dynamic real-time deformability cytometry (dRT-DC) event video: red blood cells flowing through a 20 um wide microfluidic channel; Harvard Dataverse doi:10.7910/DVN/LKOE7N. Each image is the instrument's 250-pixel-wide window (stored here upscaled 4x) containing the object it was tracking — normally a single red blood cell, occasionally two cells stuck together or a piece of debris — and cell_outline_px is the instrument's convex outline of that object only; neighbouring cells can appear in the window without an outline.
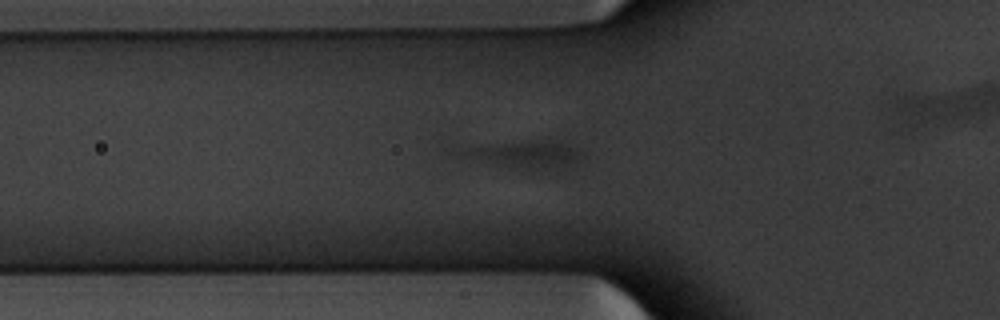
{"species": "common noctule bat (a hibernating species)", "species_latin": "Nyctalus noctula", "temperature_condition": "warm", "stored_images_in_passage": 39, "segment_of_instrument_passage": [1, 2], "camera_frame_rate_fps": 3000, "um_per_image_px": 0.085, "animal": {"sex": "male", "body_mass_g": 20.1, "forearm_length_mm": 53.5}, "frame": {"image": 1, "passage_image": 12, "time_ms": 3.667, "image_size_px": [1000, 320], "cell_outline_px": [[584, 156], [568, 164], [556, 168], [516, 168], [456, 156], [448, 148], [524, 140], [560, 140], [580, 148], [584, 152]], "centroid_in_image_um": [44.46, 13.05], "position_along_channel_um": 81.3, "area_um2": 19.83}}
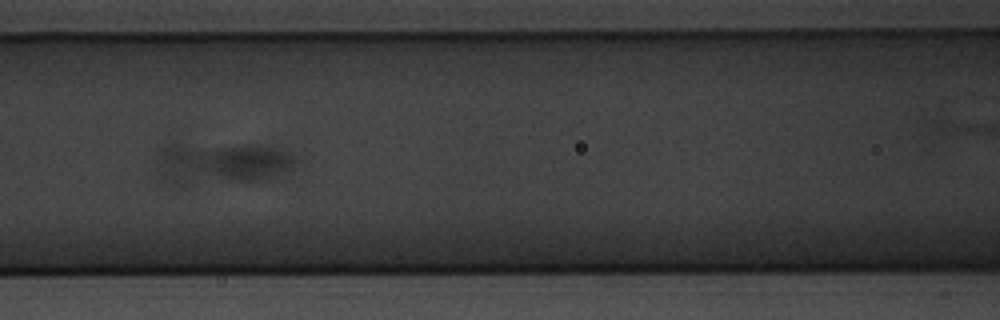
{"frame": {"image": 2, "passage_image": 17, "time_ms": 5.333, "image_size_px": [1000, 320], "cell_outline_px": [[300, 160], [292, 168], [272, 176], [248, 180], [180, 184], [172, 184], [164, 180], [160, 156], [160, 148], [168, 144], [264, 144], [280, 148], [296, 156]], "centroid_in_image_um": [18.93, 13.81], "position_along_channel_um": 147.7, "area_um2": 33.29}}